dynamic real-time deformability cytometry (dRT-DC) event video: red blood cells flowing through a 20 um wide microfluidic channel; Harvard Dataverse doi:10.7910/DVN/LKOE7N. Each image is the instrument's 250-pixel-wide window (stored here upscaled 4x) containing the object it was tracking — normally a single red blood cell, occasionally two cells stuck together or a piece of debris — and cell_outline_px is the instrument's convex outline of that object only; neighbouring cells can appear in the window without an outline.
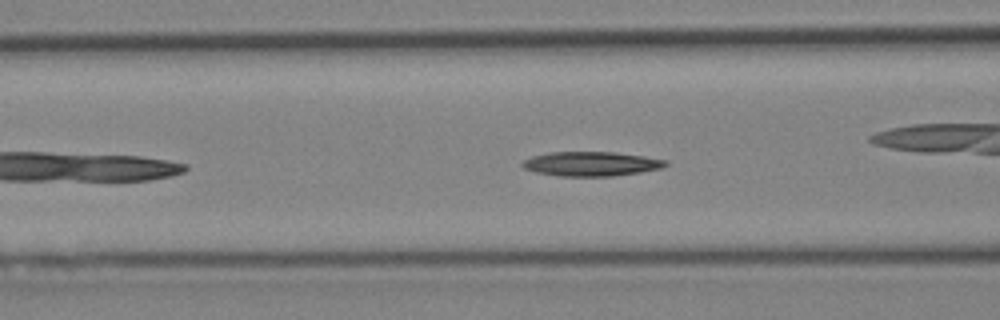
{"species": "Egyptian fruit bat (a non-hibernating species)", "species_latin": "Rousettus aegyptiacus", "temperature_condition": "cold", "stored_images_in_passage": 6, "camera_frame_rate_fps": 3000, "um_per_image_px": 0.085, "animal": {"sex": "female"}, "frame": {"image": 1, "passage_image": 4, "time_ms": 1.0, "image_size_px": [1000, 320], "cell_outline_px": [[668, 164], [660, 168], [640, 172], [612, 176], [560, 176], [536, 172], [524, 168], [520, 164], [524, 160], [532, 156], [552, 152], [616, 152], [644, 156], [664, 160]], "centroid_in_image_um": [50.22, 13.92], "position_along_channel_um": 116.4, "area_um2": 20.17}}